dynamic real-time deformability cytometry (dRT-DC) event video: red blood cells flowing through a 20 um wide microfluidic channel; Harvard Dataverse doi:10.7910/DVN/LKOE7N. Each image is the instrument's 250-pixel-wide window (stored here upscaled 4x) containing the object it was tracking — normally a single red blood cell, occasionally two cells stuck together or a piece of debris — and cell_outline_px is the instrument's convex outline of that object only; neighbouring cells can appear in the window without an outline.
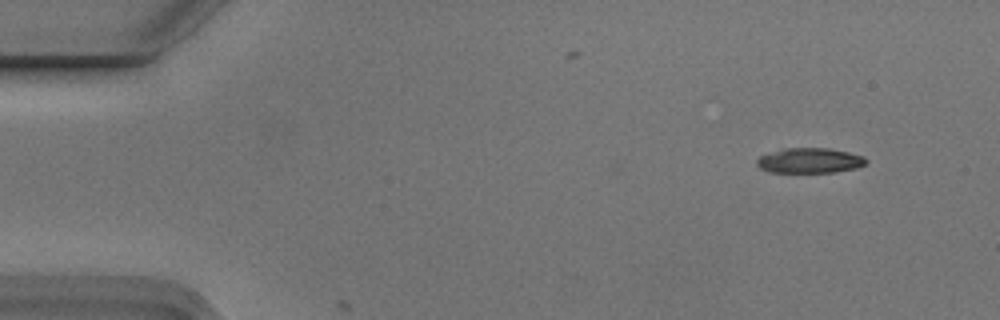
{"species": "Egyptian fruit bat (a non-hibernating species)", "species_latin": "Rousettus aegyptiacus", "temperature_condition": "cold", "stored_images_in_passage": 4, "camera_frame_rate_fps": 3000, "um_per_image_px": 0.085, "animal": {"sex": "male"}, "frame": {"image": 1, "passage_image": 1, "time_ms": 0.0, "image_size_px": [1000, 320], "cell_outline_px": [[868, 160], [864, 164], [856, 168], [836, 172], [768, 172], [760, 168], [756, 164], [756, 160], [760, 156], [768, 152], [784, 148], [828, 148], [848, 152], [864, 156]], "centroid_in_image_um": [68.8, 13.64], "position_along_channel_um": 16.2, "area_um2": 16.07}}
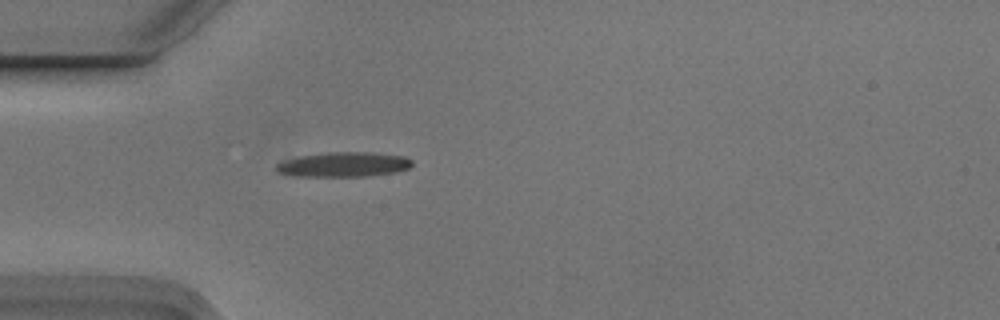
{"frame": {"image": 2, "passage_image": 4, "time_ms": 1.0, "image_size_px": [1000, 320], "cell_outline_px": [[412, 164], [408, 168], [396, 172], [364, 176], [296, 176], [280, 172], [276, 168], [276, 164], [284, 160], [300, 156], [328, 152], [376, 152], [404, 156], [412, 160]], "centroid_in_image_um": [29.25, 13.97], "position_along_channel_um": 55.8, "area_um2": 19.48}}